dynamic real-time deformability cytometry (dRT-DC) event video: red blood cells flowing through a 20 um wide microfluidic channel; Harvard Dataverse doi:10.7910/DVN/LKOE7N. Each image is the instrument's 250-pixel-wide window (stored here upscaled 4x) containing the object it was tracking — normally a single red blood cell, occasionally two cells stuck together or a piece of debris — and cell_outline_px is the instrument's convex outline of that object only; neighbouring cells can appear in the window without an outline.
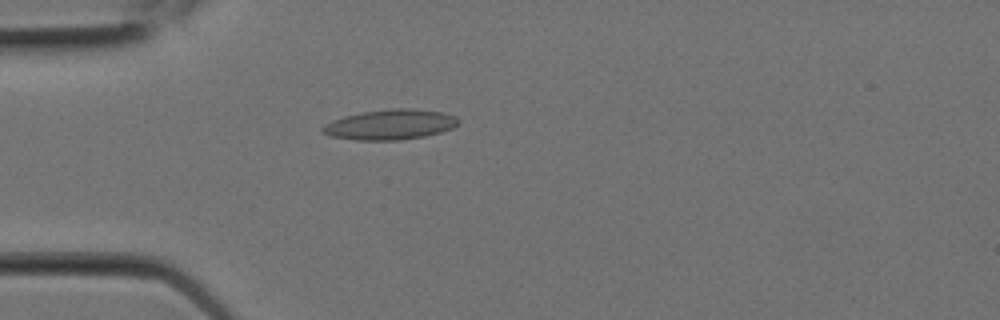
{"species": "Egyptian fruit bat (a non-hibernating species)", "species_latin": "Rousettus aegyptiacus", "temperature_condition": "room temperature", "stored_images_in_passage": 7, "camera_frame_rate_fps": 3000, "um_per_image_px": 0.085, "animal": {"sex": "female"}, "frame": {"image": 1, "passage_image": 2, "time_ms": 0.333, "image_size_px": [1000, 320], "cell_outline_px": [[460, 124], [452, 128], [440, 132], [424, 136], [400, 140], [356, 140], [332, 136], [320, 132], [320, 128], [324, 124], [332, 120], [344, 116], [364, 112], [392, 108], [408, 108], [444, 112], [456, 116], [460, 120]], "centroid_in_image_um": [33.17, 10.58], "position_along_channel_um": 51.8, "area_um2": 23.99}}
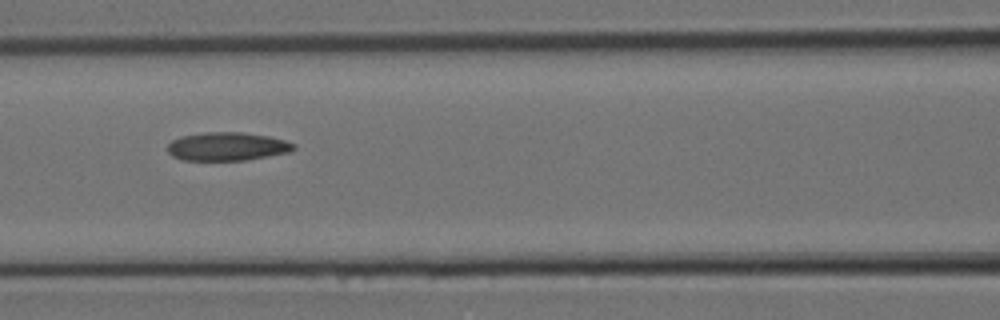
{"frame": {"image": 2, "passage_image": 5, "time_ms": 1.333, "image_size_px": [1000, 320], "cell_outline_px": [[296, 148], [292, 152], [248, 160], [180, 160], [172, 156], [168, 152], [168, 144], [172, 140], [180, 136], [204, 132], [240, 132], [268, 136], [284, 140], [296, 144]], "centroid_in_image_um": [19.33, 12.45], "position_along_channel_um": 147.3, "area_um2": 21.1}}
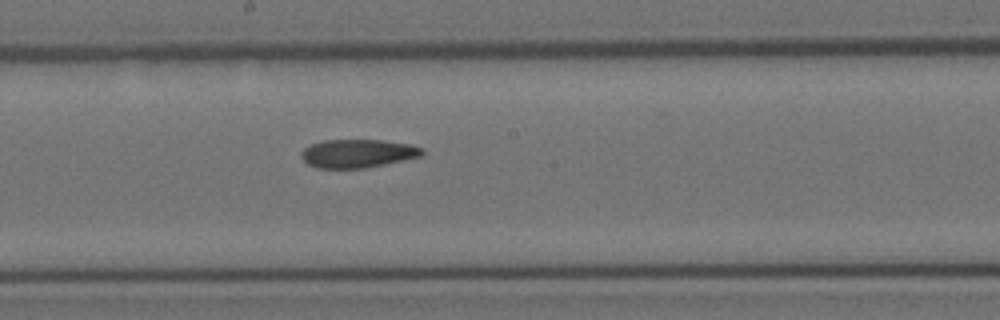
{"frame": {"image": 3, "passage_image": 7, "time_ms": 2.0, "image_size_px": [1000, 320], "cell_outline_px": [[424, 152], [420, 156], [384, 164], [364, 168], [316, 168], [308, 164], [300, 156], [300, 152], [304, 148], [312, 144], [324, 140], [380, 140], [412, 144], [424, 148]], "centroid_in_image_um": [30.39, 13.04], "position_along_channel_um": 217.8, "area_um2": 19.94}}